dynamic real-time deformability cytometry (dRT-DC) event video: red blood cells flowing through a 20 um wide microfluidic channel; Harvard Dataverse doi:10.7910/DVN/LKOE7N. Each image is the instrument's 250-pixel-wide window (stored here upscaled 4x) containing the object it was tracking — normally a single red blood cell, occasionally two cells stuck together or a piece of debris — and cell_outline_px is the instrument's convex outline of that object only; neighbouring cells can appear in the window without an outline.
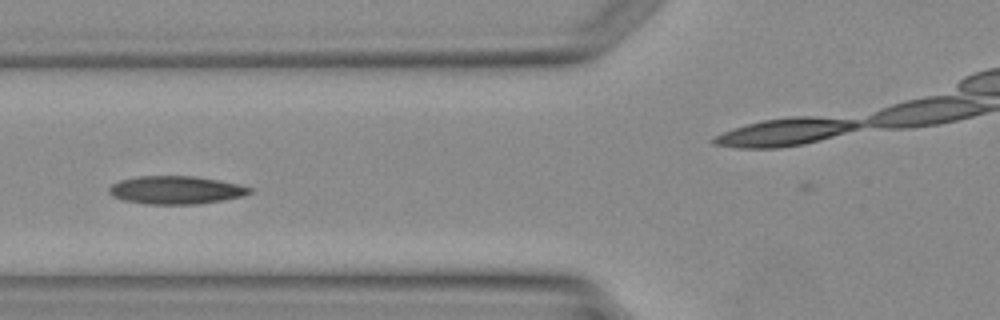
{"species": "Egyptian fruit bat (a non-hibernating species)", "species_latin": "Rousettus aegyptiacus", "temperature_condition": "warm", "stored_images_in_passage": 4, "camera_frame_rate_fps": 3000, "um_per_image_px": 0.085, "animal": {"sex": "female"}, "frame": {"image": 1, "passage_image": 3, "time_ms": 2.333, "image_size_px": [1000, 320], "cell_outline_px": [[252, 192], [244, 196], [224, 200], [200, 204], [144, 204], [124, 200], [112, 196], [108, 192], [108, 188], [112, 184], [120, 180], [136, 176], [196, 176], [220, 180], [240, 184], [252, 188]], "centroid_in_image_um": [14.97, 16.15], "position_along_channel_um": 110.8, "area_um2": 23.29}}